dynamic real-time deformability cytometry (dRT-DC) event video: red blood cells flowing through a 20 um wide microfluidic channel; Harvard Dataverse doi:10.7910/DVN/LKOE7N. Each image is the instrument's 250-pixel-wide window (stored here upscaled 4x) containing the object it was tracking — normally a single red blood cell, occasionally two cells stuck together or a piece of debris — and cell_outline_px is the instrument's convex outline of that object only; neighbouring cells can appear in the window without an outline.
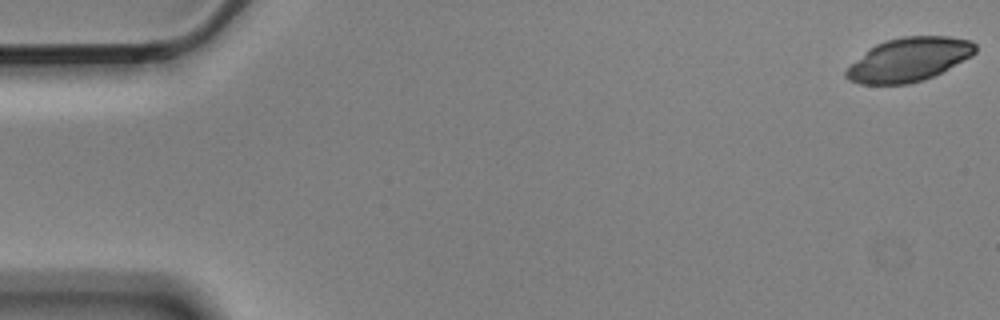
{"species": "Egyptian fruit bat (a non-hibernating species)", "species_latin": "Rousettus aegyptiacus", "temperature_condition": "cold", "stored_images_in_passage": 5, "camera_frame_rate_fps": 3000, "um_per_image_px": 0.085, "animal": {"sex": "male"}, "frame": {"image": 1, "passage_image": 1, "time_ms": 0.0, "image_size_px": [1000, 320], "cell_outline_px": [[976, 52], [972, 56], [924, 80], [908, 84], [860, 84], [848, 80], [844, 76], [844, 72], [868, 48], [884, 40], [904, 36], [948, 36], [972, 40], [976, 44]], "centroid_in_image_um": [77.25, 5.05], "position_along_channel_um": 7.8, "area_um2": 32.89}}